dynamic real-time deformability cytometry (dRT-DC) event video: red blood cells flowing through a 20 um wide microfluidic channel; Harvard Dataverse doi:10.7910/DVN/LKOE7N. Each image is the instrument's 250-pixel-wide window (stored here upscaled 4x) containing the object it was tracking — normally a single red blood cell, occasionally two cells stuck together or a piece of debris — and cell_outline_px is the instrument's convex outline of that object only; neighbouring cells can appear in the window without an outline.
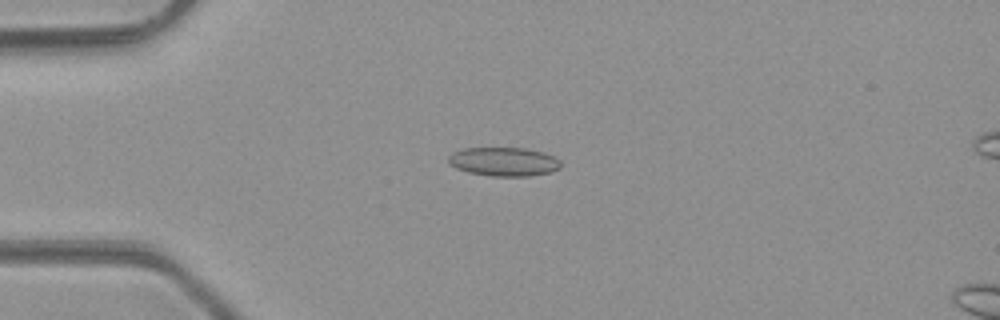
{"species": "common noctule bat (a hibernating species)", "species_latin": "Nyctalus noctula", "temperature_condition": "room temperature", "stored_images_in_passage": 39, "camera_frame_rate_fps": 3000, "um_per_image_px": 0.085, "animal": {"sex": "male", "body_mass_g": 23.1, "forearm_length_mm": 52.7}, "frame": {"image": 1, "passage_image": 3, "time_ms": 0.667, "image_size_px": [1000, 320], "cell_outline_px": [[560, 168], [552, 172], [528, 176], [492, 176], [468, 172], [456, 168], [448, 164], [448, 156], [452, 152], [464, 148], [528, 148], [544, 152], [560, 160]], "centroid_in_image_um": [42.81, 13.74], "position_along_channel_um": 42.2, "area_um2": 19.02}}
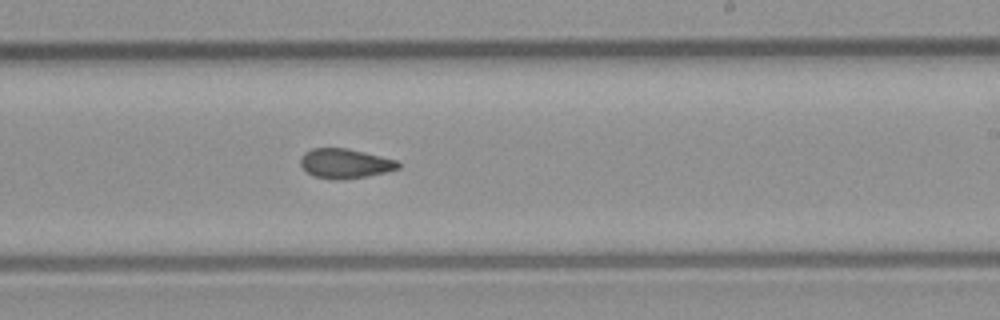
{"frame": {"image": 2, "passage_image": 20, "time_ms": 6.333, "image_size_px": [1000, 320], "cell_outline_px": [[400, 168], [384, 172], [364, 176], [316, 176], [308, 172], [300, 164], [300, 156], [304, 152], [312, 148], [348, 148], [396, 160], [400, 164]], "centroid_in_image_um": [29.32, 13.82], "position_along_channel_um": 259.7, "area_um2": 15.9}}
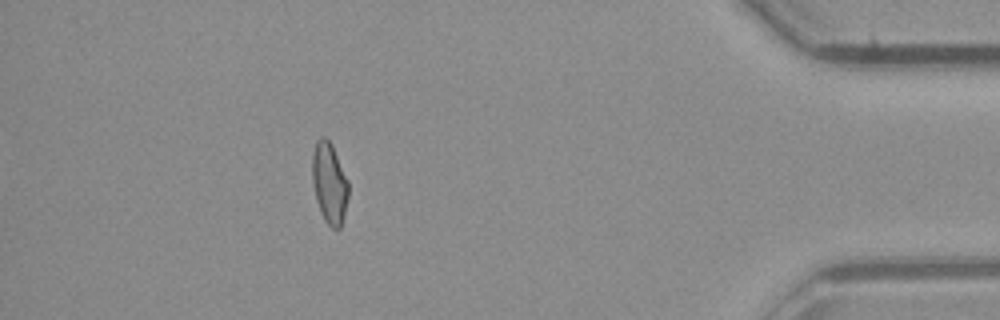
{"frame": {"image": 3, "passage_image": 34, "time_ms": 11.0, "image_size_px": [1000, 320], "cell_outline_px": [[348, 196], [344, 216], [340, 228], [332, 228], [324, 220], [320, 212], [316, 200], [312, 180], [312, 152], [316, 140], [320, 136], [324, 136], [332, 144], [348, 180]], "centroid_in_image_um": [27.98, 15.53], "position_along_channel_um": 407.2, "area_um2": 17.22}, "authors_computed_cell_mechanics": {"area_um2": 17.2244, "velocity_mm_per_s": 4.2757, "shape_relaxation_time_tau1_ms": null, "shape_relaxation_time_tau2_ms": 1.9282, "deformation_change_tau1": null, "deformation_change_tau2": 0.0883}}